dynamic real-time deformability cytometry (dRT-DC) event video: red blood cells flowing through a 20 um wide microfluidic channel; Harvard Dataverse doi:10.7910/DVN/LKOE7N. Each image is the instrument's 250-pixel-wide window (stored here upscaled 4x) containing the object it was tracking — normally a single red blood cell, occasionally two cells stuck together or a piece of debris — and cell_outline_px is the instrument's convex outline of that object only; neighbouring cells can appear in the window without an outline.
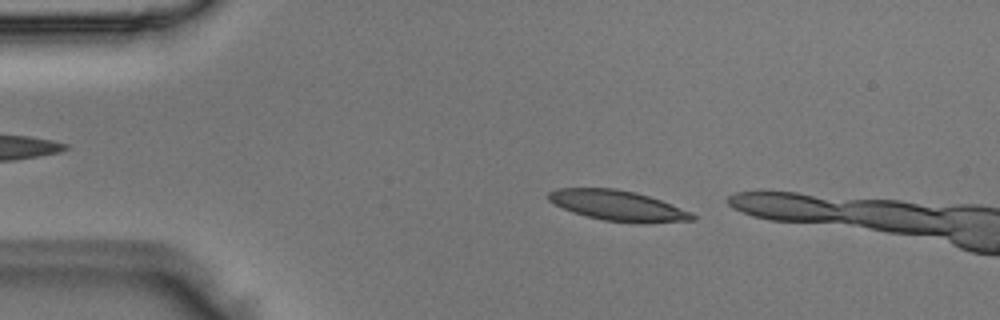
{"species": "Egyptian fruit bat (a non-hibernating species)", "species_latin": "Rousettus aegyptiacus", "temperature_condition": "room temperature", "stored_images_in_passage": 3, "camera_frame_rate_fps": 3000, "um_per_image_px": 0.085, "animal": {"sex": "male"}, "frame": {"image": 1, "passage_image": 2, "time_ms": 0.333, "image_size_px": [1000, 320], "cell_outline_px": [[696, 220], [604, 220], [572, 212], [548, 200], [548, 192], [556, 188], [616, 188], [636, 192], [660, 200], [692, 212], [696, 216]], "centroid_in_image_um": [52.42, 17.41], "position_along_channel_um": 32.6, "area_um2": 24.16}}